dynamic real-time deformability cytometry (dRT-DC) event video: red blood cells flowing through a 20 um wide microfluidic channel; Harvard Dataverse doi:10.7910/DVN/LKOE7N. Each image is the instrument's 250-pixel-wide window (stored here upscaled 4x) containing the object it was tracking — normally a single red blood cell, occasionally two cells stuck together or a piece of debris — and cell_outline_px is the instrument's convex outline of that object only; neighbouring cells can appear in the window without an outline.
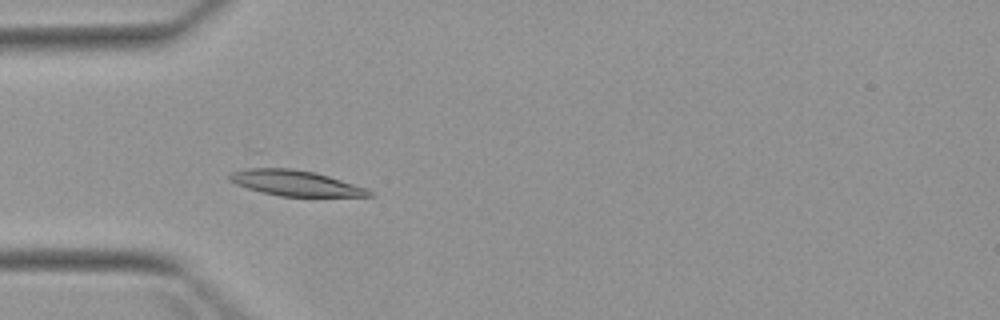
{"species": "Egyptian fruit bat (a non-hibernating species)", "species_latin": "Rousettus aegyptiacus", "temperature_condition": "warm", "stored_images_in_passage": 3, "camera_frame_rate_fps": 3000, "um_per_image_px": 0.085, "animal": {"sex": "female"}, "frame": {"image": 1, "passage_image": 2, "time_ms": 1.333, "image_size_px": [1000, 320], "cell_outline_px": [[376, 196], [280, 196], [260, 192], [236, 184], [228, 180], [228, 176], [252, 152], [316, 172], [364, 188], [372, 192]], "centroid_in_image_um": [24.61, 15.27], "position_along_channel_um": 60.4, "area_um2": 24.74}}
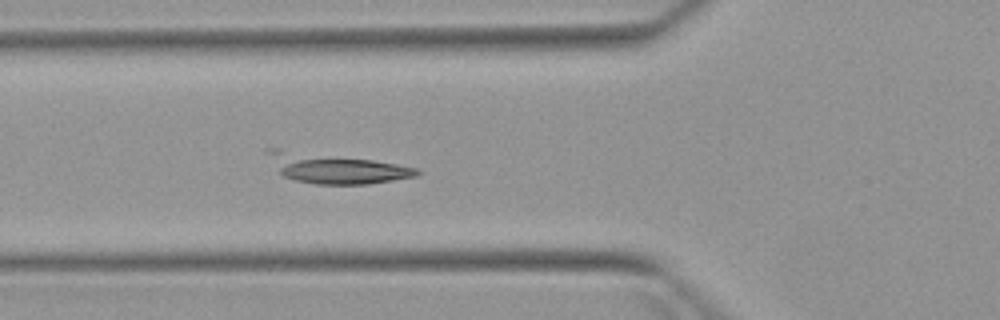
{"frame": {"image": 2, "passage_image": 3, "time_ms": 2.333, "image_size_px": [1000, 320], "cell_outline_px": [[420, 172], [416, 176], [368, 184], [316, 184], [296, 180], [284, 176], [280, 172], [264, 152], [264, 148], [280, 148], [372, 160], [420, 168]], "centroid_in_image_um": [28.5, 14.29], "position_along_channel_um": 97.3, "area_um2": 25.72}}